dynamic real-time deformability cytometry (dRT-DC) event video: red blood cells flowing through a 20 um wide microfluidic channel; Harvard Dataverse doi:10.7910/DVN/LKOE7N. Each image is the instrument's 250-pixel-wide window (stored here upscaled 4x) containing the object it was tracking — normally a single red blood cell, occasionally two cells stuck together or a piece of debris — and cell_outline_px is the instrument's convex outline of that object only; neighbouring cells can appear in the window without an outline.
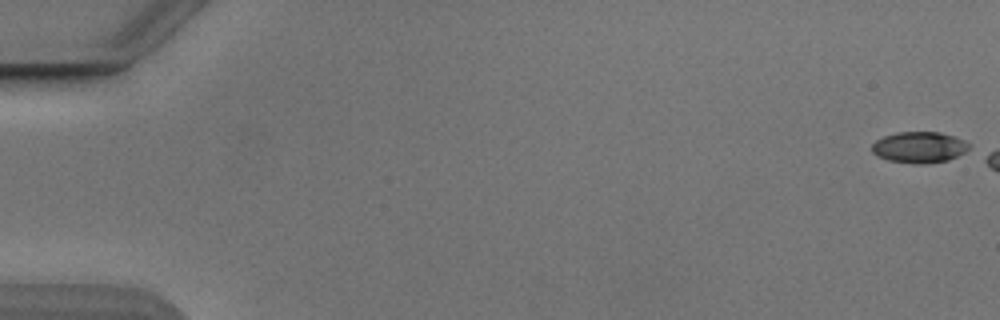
{"species": "Egyptian fruit bat (a non-hibernating species)", "species_latin": "Rousettus aegyptiacus", "temperature_condition": "cold", "stored_images_in_passage": 7, "camera_frame_rate_fps": 3000, "um_per_image_px": 0.085, "animal": {"sex": "male"}, "frame": {"image": 1, "passage_image": 1, "time_ms": 0.0, "image_size_px": [1000, 320], "cell_outline_px": [[968, 148], [964, 152], [948, 160], [928, 164], [912, 164], [888, 160], [876, 156], [872, 152], [872, 144], [876, 140], [884, 136], [896, 132], [940, 132], [952, 136], [968, 144]], "centroid_in_image_um": [78.07, 12.53], "position_along_channel_um": 6.9, "area_um2": 17.51}}